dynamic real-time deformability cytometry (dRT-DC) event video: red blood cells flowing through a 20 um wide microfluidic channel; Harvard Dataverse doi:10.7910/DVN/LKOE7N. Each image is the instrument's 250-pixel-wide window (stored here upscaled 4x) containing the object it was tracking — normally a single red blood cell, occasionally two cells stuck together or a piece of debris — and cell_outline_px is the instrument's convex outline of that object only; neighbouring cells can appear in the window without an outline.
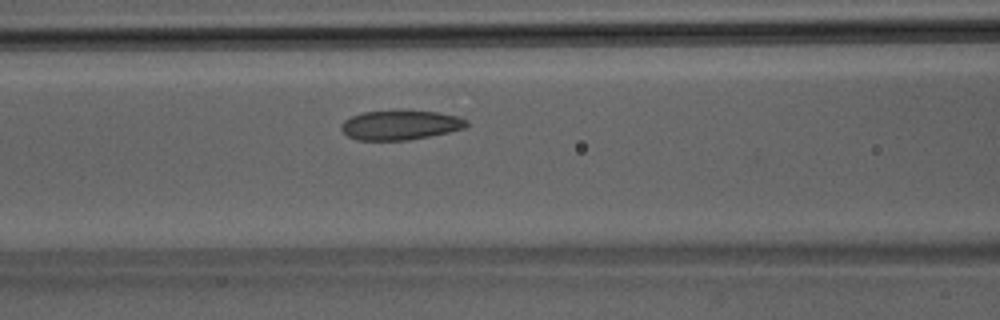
{"species": "Egyptian fruit bat (a non-hibernating species)", "species_latin": "Rousettus aegyptiacus", "temperature_condition": "room temperature", "stored_images_in_passage": 34, "camera_frame_rate_fps": 3000, "um_per_image_px": 0.085, "animal": {"sex": "male"}, "frame": {"image": 1, "passage_image": 11, "time_ms": 3.333, "image_size_px": [1000, 320], "cell_outline_px": [[468, 124], [464, 128], [448, 132], [408, 140], [356, 140], [348, 136], [340, 128], [340, 124], [344, 120], [352, 116], [364, 112], [392, 108], [400, 108], [440, 112], [456, 116], [468, 120]], "centroid_in_image_um": [34.01, 10.58], "position_along_channel_um": 132.6, "area_um2": 22.25}}
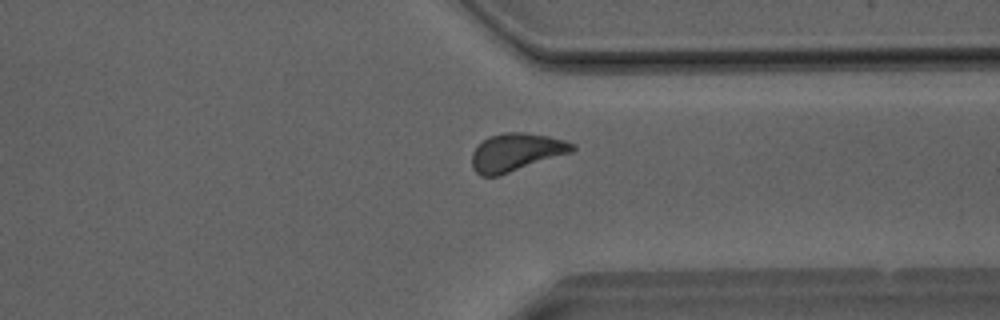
{"frame": {"image": 2, "passage_image": 25, "time_ms": 8.0, "image_size_px": [1000, 320], "cell_outline_px": [[576, 148], [572, 152], [500, 176], [480, 176], [472, 168], [472, 152], [488, 136], [504, 132], [524, 132], [548, 136], [564, 140], [576, 144]], "centroid_in_image_um": [43.88, 12.95], "position_along_channel_um": 367.5, "area_um2": 22.31}}
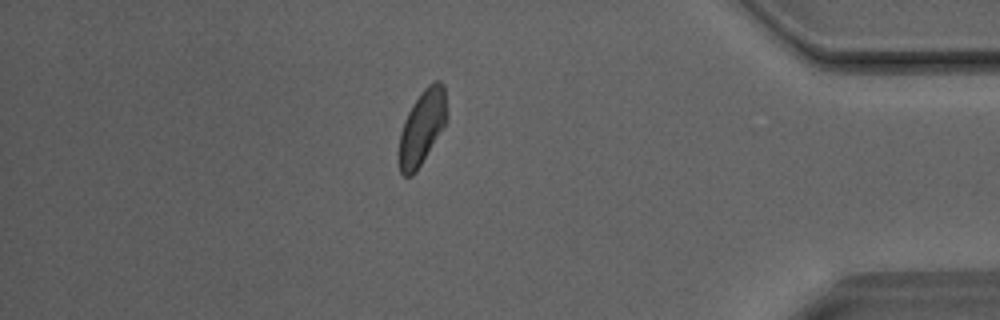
{"frame": {"image": 3, "passage_image": 29, "time_ms": 9.333, "image_size_px": [1000, 320], "cell_outline_px": [[448, 120], [416, 172], [412, 176], [404, 176], [400, 172], [400, 132], [404, 120], [412, 104], [420, 92], [428, 84], [436, 80], [440, 80], [444, 84], [448, 116]], "centroid_in_image_um": [35.91, 10.77], "position_along_channel_um": 399.3, "area_um2": 20.81}}